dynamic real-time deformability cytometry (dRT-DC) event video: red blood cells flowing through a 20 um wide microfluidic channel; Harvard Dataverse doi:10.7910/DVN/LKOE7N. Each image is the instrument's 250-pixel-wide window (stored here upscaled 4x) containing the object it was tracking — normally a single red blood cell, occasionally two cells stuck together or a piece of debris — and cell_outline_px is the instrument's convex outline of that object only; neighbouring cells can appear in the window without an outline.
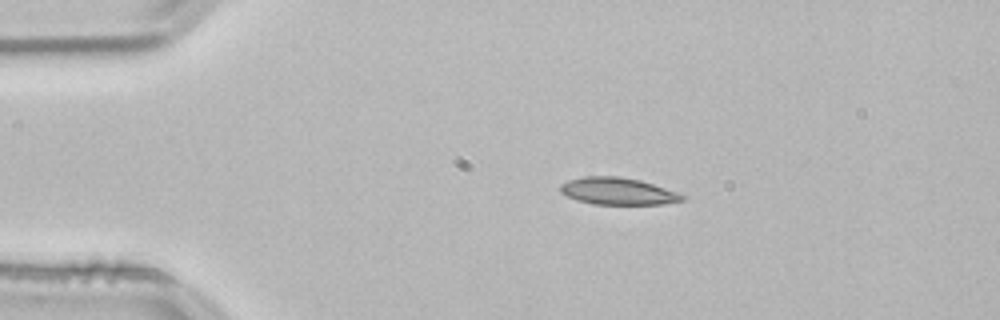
{"species": "common noctule bat (a hibernating species)", "species_latin": "Nyctalus noctula", "temperature_condition": "room temperature", "stored_images_in_passage": 52, "camera_frame_rate_fps": 3000, "um_per_image_px": 0.085, "animal": {"sex": "male", "body_mass_g": 21.5, "forearm_length_mm": 52.0}, "frame": {"image": 1, "passage_image": 10, "time_ms": 3.0, "image_size_px": [1000, 320], "cell_outline_px": [[688, 196], [684, 200], [664, 204], [592, 204], [576, 200], [560, 192], [560, 184], [568, 180], [584, 176], [620, 176], [640, 180]], "centroid_in_image_um": [52.5, 16.25], "position_along_channel_um": 32.5, "area_um2": 19.25}}
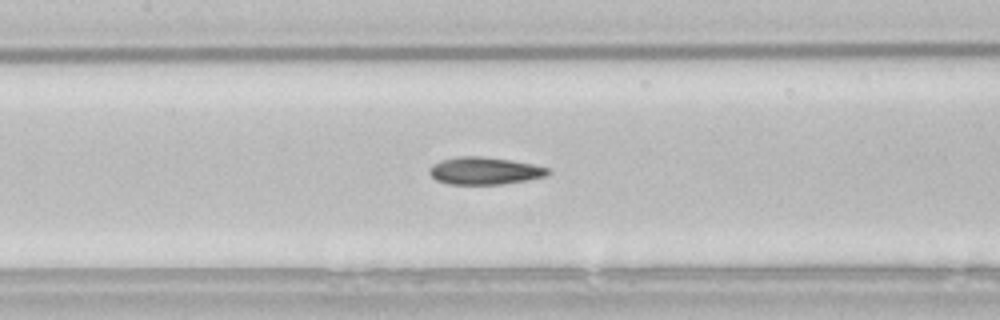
{"frame": {"image": 2, "passage_image": 24, "time_ms": 7.667, "image_size_px": [1000, 320], "cell_outline_px": [[552, 172], [544, 176], [524, 180], [500, 184], [448, 184], [436, 180], [428, 172], [440, 160], [456, 156], [484, 156], [512, 160], [532, 164], [548, 168]], "centroid_in_image_um": [41.18, 14.51], "position_along_channel_um": 166.2, "area_um2": 18.73}}
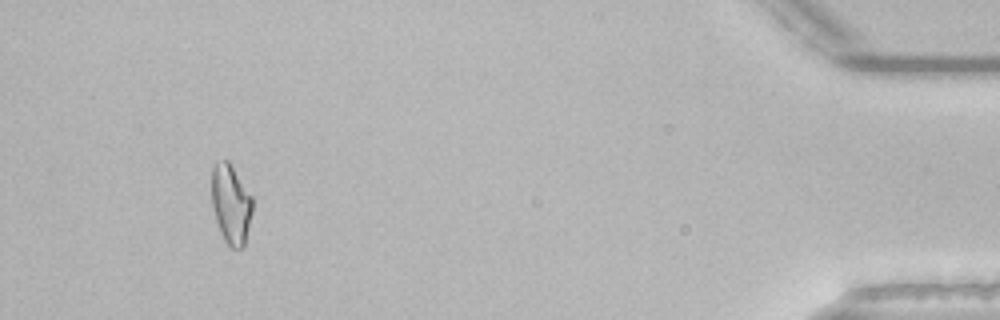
{"frame": {"image": 3, "passage_image": 49, "time_ms": 16.0, "image_size_px": [1000, 320], "cell_outline_px": [[252, 212], [244, 248], [232, 248], [224, 240], [220, 232], [216, 220], [212, 204], [212, 168], [216, 160], [228, 160], [252, 196]], "centroid_in_image_um": [19.63, 17.35], "position_along_channel_um": 415.6, "area_um2": 18.9}, "authors_computed_cell_mechanics": {"area_um2": 18.8428, "velocity_mm_per_s": 3.8457, "shape_relaxation_time_tau1_ms": 8.0948, "shape_relaxation_time_tau2_ms": 3.3747, "deformation_change_tau1": 0.2051, "deformation_change_tau2": 0.1137}}